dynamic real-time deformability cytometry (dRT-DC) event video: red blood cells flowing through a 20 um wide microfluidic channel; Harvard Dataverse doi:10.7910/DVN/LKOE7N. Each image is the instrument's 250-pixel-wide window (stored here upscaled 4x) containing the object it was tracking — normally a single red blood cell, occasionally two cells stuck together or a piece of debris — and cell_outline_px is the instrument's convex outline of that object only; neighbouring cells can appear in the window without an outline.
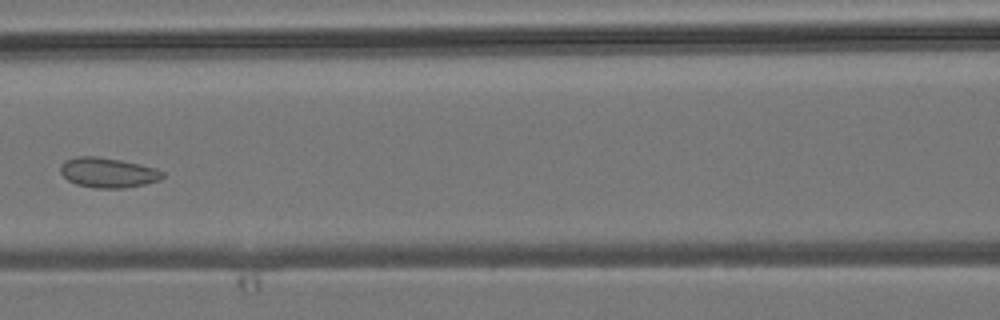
{"species": "common noctule bat (a hibernating species)", "species_latin": "Nyctalus noctula", "temperature_condition": "room temperature", "stored_images_in_passage": 9, "camera_frame_rate_fps": 3000, "um_per_image_px": 0.085, "animal": {"sex": "male", "body_mass_g": 19.2, "forearm_length_mm": 51.8}, "frame": {"image": 1, "passage_image": 7, "time_ms": 7.333, "image_size_px": [1000, 320], "cell_outline_px": [[164, 176], [160, 180], [144, 184], [124, 188], [92, 188], [76, 184], [68, 180], [60, 172], [60, 164], [64, 160], [76, 156], [96, 156], [120, 160], [156, 168], [164, 172]], "centroid_in_image_um": [9.15, 14.67], "position_along_channel_um": 157.5, "area_um2": 17.92}}
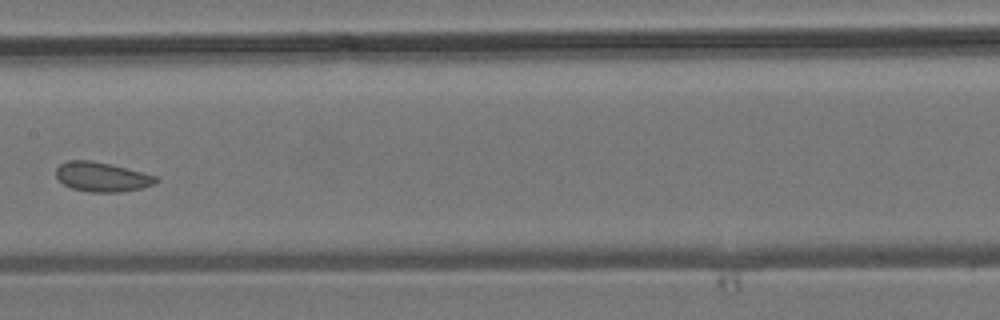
{"frame": {"image": 2, "passage_image": 8, "time_ms": 8.333, "image_size_px": [1000, 320], "cell_outline_px": [[160, 180], [152, 184], [140, 188], [120, 192], [88, 192], [72, 188], [64, 184], [56, 176], [56, 168], [60, 164], [68, 160], [92, 160], [112, 164], [156, 176]], "centroid_in_image_um": [8.64, 15.02], "position_along_channel_um": 198.8, "area_um2": 17.11}}
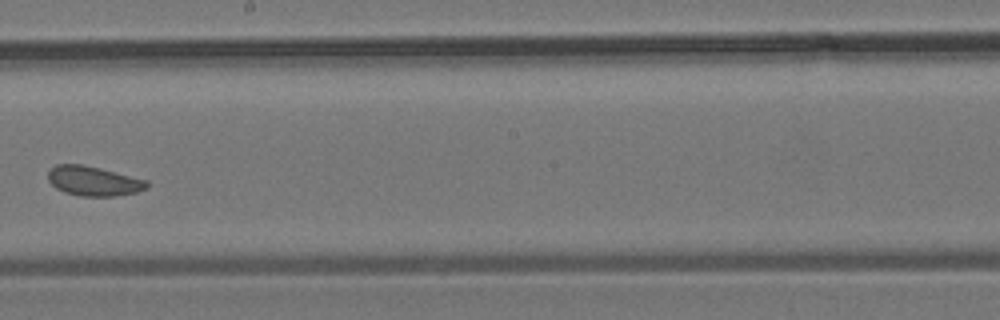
{"frame": {"image": 3, "passage_image": 9, "time_ms": 9.333, "image_size_px": [1000, 320], "cell_outline_px": [[148, 188], [136, 192], [116, 196], [80, 196], [64, 192], [56, 188], [48, 180], [48, 172], [56, 164], [80, 164], [100, 168], [148, 180]], "centroid_in_image_um": [7.96, 15.39], "position_along_channel_um": 240.2, "area_um2": 17.05}}